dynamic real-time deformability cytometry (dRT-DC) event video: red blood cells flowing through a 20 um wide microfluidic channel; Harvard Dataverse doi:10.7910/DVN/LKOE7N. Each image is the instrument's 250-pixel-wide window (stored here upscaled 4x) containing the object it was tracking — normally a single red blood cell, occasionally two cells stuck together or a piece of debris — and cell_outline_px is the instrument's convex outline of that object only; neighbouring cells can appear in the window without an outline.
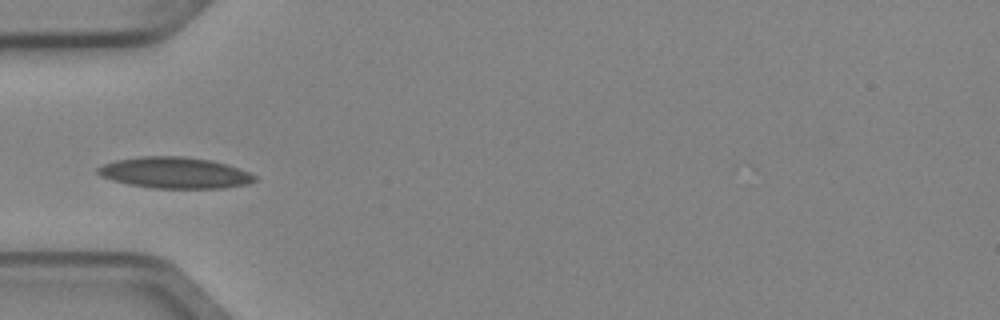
{"species": "Egyptian fruit bat (a non-hibernating species)", "species_latin": "Rousettus aegyptiacus", "temperature_condition": "cold", "stored_images_in_passage": 4, "camera_frame_rate_fps": 3000, "um_per_image_px": 0.085, "animal": {"sex": "female"}, "frame": {"image": 1, "passage_image": 3, "time_ms": 0.667, "image_size_px": [1000, 320], "cell_outline_px": [[256, 180], [248, 184], [224, 188], [152, 188], [128, 184], [112, 180], [100, 176], [96, 172], [96, 168], [104, 164], [116, 160], [140, 156], [184, 156], [212, 160], [248, 172], [256, 176]], "centroid_in_image_um": [14.82, 14.68], "position_along_channel_um": 70.2, "area_um2": 28.5}}
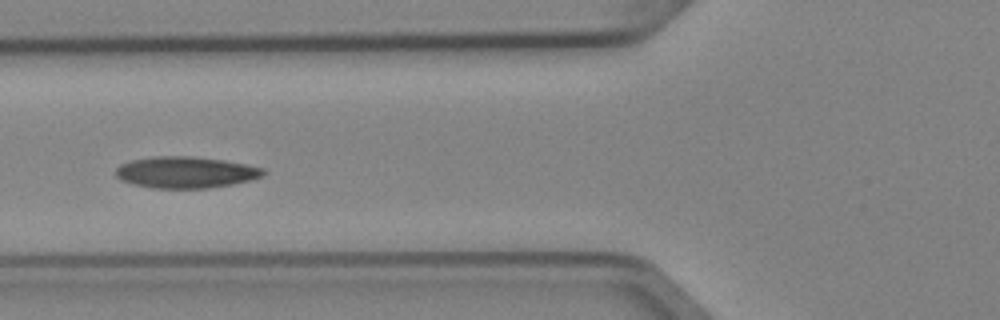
{"frame": {"image": 2, "passage_image": 4, "time_ms": 1.0, "image_size_px": [1000, 320], "cell_outline_px": [[264, 176], [232, 184], [208, 188], [152, 188], [120, 180], [116, 176], [116, 168], [120, 164], [132, 160], [152, 156], [192, 156], [224, 160], [264, 168]], "centroid_in_image_um": [15.76, 14.64], "position_along_channel_um": 110.0, "area_um2": 26.93}}